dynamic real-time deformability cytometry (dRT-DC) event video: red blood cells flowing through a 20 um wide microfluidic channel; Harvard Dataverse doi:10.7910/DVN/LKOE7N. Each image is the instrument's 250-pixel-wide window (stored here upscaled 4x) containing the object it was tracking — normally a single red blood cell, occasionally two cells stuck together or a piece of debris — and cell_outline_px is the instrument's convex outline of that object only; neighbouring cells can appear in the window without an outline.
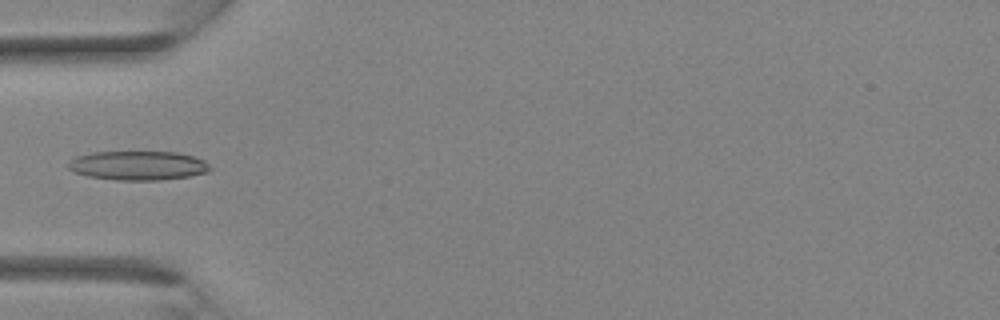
{"species": "Egyptian fruit bat (a non-hibernating species)", "species_latin": "Rousettus aegyptiacus", "temperature_condition": "room temperature", "stored_images_in_passage": 31, "camera_frame_rate_fps": 3000, "um_per_image_px": 0.085, "animal": {"sex": "female"}, "frame": {"image": 1, "passage_image": 8, "time_ms": 2.333, "image_size_px": [1000, 320], "cell_outline_px": [[212, 168], [208, 172], [188, 176], [160, 180], [116, 180], [88, 176], [72, 172], [68, 168], [68, 160], [76, 156], [92, 152], [176, 152], [192, 156], [204, 160]], "centroid_in_image_um": [11.69, 14.07], "position_along_channel_um": 73.3, "area_um2": 24.16}}
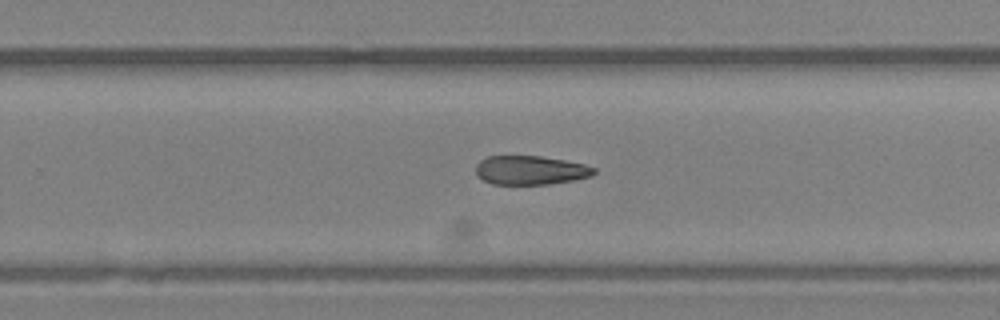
{"frame": {"image": 2, "passage_image": 19, "time_ms": 6.0, "image_size_px": [1000, 320], "cell_outline_px": [[596, 172], [592, 176], [572, 180], [548, 184], [492, 184], [476, 176], [476, 164], [480, 160], [488, 156], [540, 156], [564, 160], [584, 164], [596, 168]], "centroid_in_image_um": [45.07, 14.46], "position_along_channel_um": 284.7, "area_um2": 19.94}}
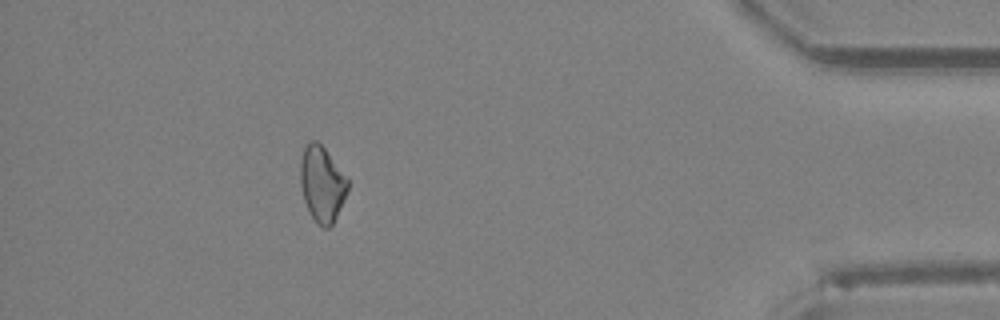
{"frame": {"image": 3, "passage_image": 28, "time_ms": 9.0, "image_size_px": [1000, 320], "cell_outline_px": [[348, 188], [336, 216], [332, 224], [328, 228], [324, 228], [308, 212], [304, 200], [300, 184], [300, 160], [304, 148], [312, 140], [316, 140], [324, 148], [348, 180]], "centroid_in_image_um": [27.34, 15.63], "position_along_channel_um": 407.9, "area_um2": 20.35}}